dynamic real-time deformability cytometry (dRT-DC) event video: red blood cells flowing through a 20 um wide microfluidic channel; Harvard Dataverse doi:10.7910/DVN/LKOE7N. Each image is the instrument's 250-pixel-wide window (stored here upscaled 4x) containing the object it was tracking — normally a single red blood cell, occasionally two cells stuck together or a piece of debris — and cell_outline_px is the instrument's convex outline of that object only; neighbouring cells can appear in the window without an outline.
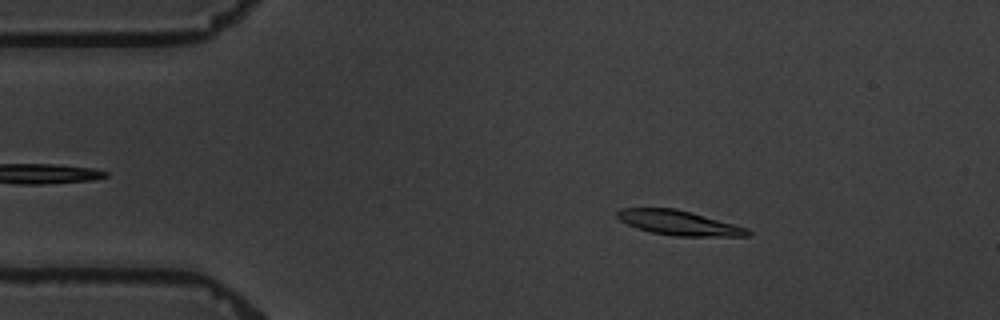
{"species": "common noctule bat (a hibernating species)", "species_latin": "Nyctalus noctula", "temperature_condition": "warm", "stored_images_in_passage": 4, "camera_frame_rate_fps": 3000, "um_per_image_px": 0.085, "animal": {"sex": "male", "body_mass_g": 19.5, "forearm_length_mm": 54.6}, "frame": {"image": 1, "passage_image": 2, "time_ms": 1.333, "image_size_px": [1000, 320], "cell_outline_px": [[752, 232], [748, 236], [676, 236], [652, 232], [636, 228], [620, 220], [616, 216], [616, 212], [620, 208], [676, 208], [692, 212], [748, 228]], "centroid_in_image_um": [57.7, 18.93], "position_along_channel_um": 27.3, "area_um2": 18.73}}
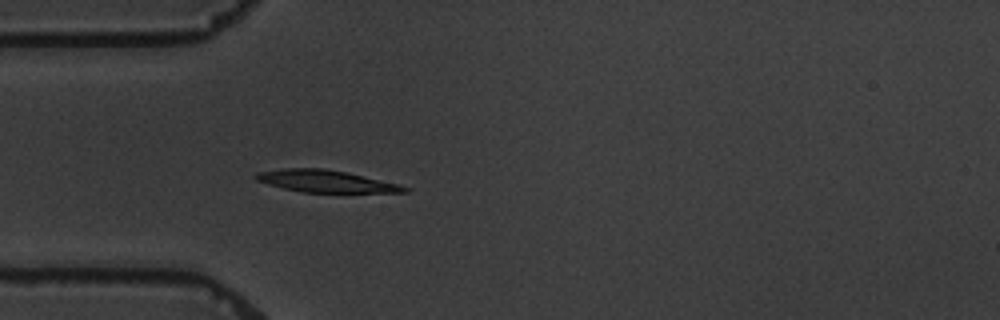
{"frame": {"image": 2, "passage_image": 4, "time_ms": 3.667, "image_size_px": [1000, 320], "cell_outline_px": [[412, 188], [408, 192], [300, 192], [268, 184], [256, 180], [252, 176], [256, 172], [284, 168], [320, 168], [344, 172], [400, 184]], "centroid_in_image_um": [27.67, 15.4], "position_along_channel_um": 57.3, "area_um2": 18.96}}